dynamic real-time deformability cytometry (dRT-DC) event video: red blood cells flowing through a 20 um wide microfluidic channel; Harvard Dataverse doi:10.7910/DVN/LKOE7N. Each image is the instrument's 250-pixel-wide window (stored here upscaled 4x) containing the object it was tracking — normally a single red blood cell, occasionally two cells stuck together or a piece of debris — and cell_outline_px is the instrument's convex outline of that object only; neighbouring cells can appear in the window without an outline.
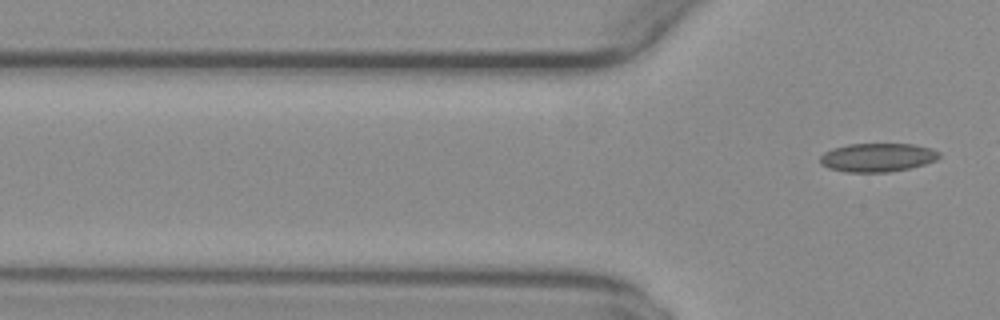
{"species": "common noctule bat (a hibernating species)", "species_latin": "Nyctalus noctula", "temperature_condition": "warm", "stored_images_in_passage": 3, "camera_frame_rate_fps": 3000, "um_per_image_px": 0.085, "animal": {"sex": "female", "body_mass_g": 29.2, "forearm_length_mm": 56.3}, "frame": {"image": 1, "passage_image": 3, "time_ms": 0.667, "image_size_px": [1000, 320], "cell_outline_px": [[940, 156], [936, 160], [924, 164], [908, 168], [888, 172], [844, 172], [828, 168], [820, 164], [820, 156], [824, 152], [832, 148], [848, 144], [912, 144], [928, 148], [940, 152]], "centroid_in_image_um": [74.53, 13.38], "position_along_channel_um": 51.3, "area_um2": 19.83}}